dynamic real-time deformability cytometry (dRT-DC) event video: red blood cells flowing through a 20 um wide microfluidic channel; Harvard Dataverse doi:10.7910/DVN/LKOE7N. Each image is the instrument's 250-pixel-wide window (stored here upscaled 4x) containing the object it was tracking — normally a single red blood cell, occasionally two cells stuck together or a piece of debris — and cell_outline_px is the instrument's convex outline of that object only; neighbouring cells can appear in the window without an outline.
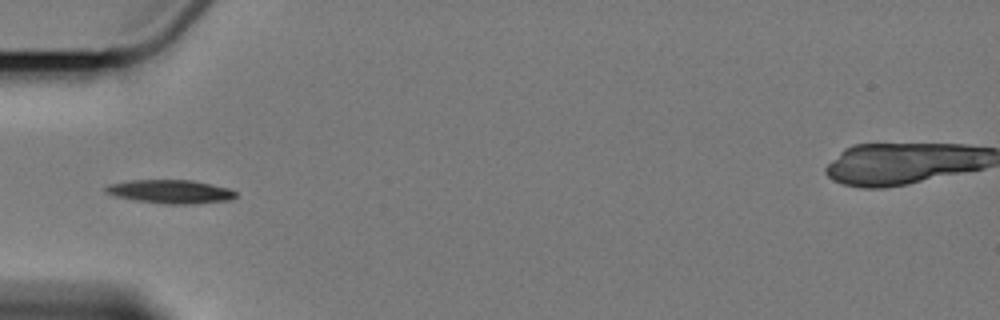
{"species": "Egyptian fruit bat (a non-hibernating species)", "species_latin": "Rousettus aegyptiacus", "temperature_condition": "cold", "stored_images_in_passage": 7, "camera_frame_rate_fps": 3000, "um_per_image_px": 0.085, "animal": {"sex": "female"}, "frame": {"image": 1, "passage_image": 6, "time_ms": 6.667, "image_size_px": [1000, 320], "cell_outline_px": [[236, 196], [232, 200], [196, 204], [164, 204], [136, 200], [116, 196], [104, 192], [104, 188], [108, 184], [132, 180], [192, 180], [228, 188], [236, 192]], "centroid_in_image_um": [14.5, 16.29], "position_along_channel_um": 70.5, "area_um2": 17.92}}
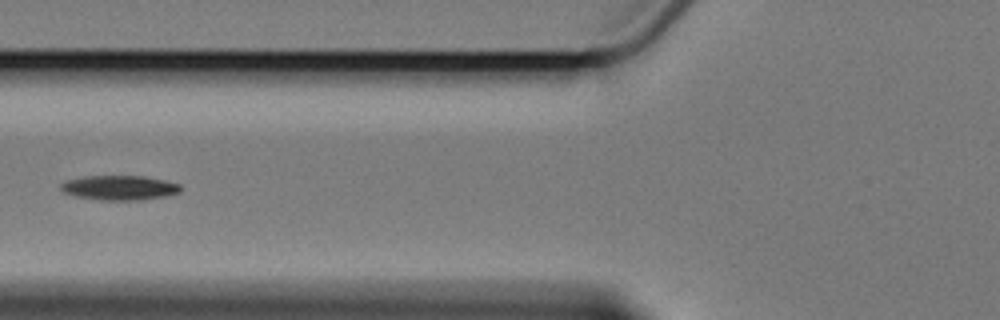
{"frame": {"image": 2, "passage_image": 7, "time_ms": 8.0, "image_size_px": [1000, 320], "cell_outline_px": [[180, 192], [168, 196], [144, 200], [100, 200], [72, 196], [64, 192], [60, 188], [60, 184], [64, 180], [84, 176], [144, 176], [164, 180], [180, 184]], "centroid_in_image_um": [10.13, 15.96], "position_along_channel_um": 115.7, "area_um2": 17.46}}